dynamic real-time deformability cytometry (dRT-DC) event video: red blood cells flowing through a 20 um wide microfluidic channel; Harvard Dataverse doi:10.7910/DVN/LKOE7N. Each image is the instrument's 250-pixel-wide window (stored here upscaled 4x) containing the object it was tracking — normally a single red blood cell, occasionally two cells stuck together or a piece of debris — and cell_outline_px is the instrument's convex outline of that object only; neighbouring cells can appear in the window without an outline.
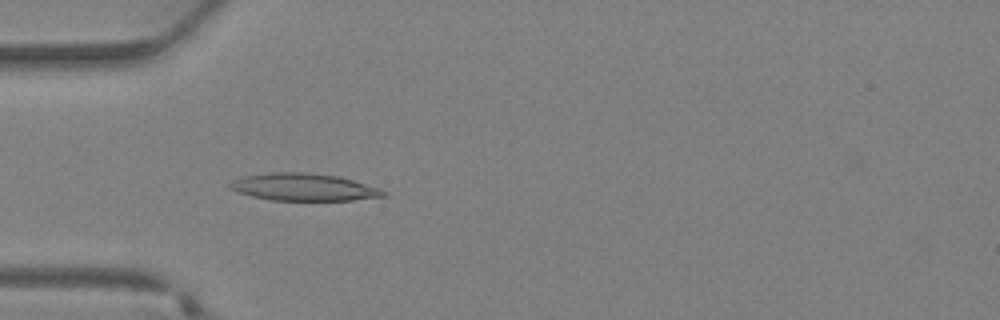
{"species": "Egyptian fruit bat (a non-hibernating species)", "species_latin": "Rousettus aegyptiacus", "temperature_condition": "warm", "stored_images_in_passage": 37, "camera_frame_rate_fps": 3000, "um_per_image_px": 0.085, "animal": {"sex": "female"}, "frame": {"image": 1, "passage_image": 11, "time_ms": 3.333, "image_size_px": [1000, 320], "cell_outline_px": [[388, 196], [352, 200], [272, 200], [252, 196], [236, 192], [228, 188], [228, 184], [232, 180], [244, 176], [272, 172], [304, 172], [340, 176], [388, 192]], "centroid_in_image_um": [25.78, 15.9], "position_along_channel_um": 59.2, "area_um2": 24.39}}
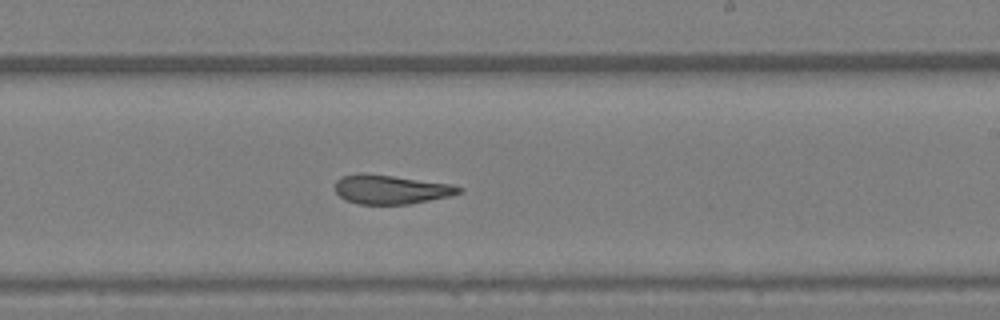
{"frame": {"image": 2, "passage_image": 22, "time_ms": 7.0, "image_size_px": [1000, 320], "cell_outline_px": [[464, 188], [460, 192], [452, 196], [408, 204], [356, 204], [344, 200], [336, 192], [336, 180], [340, 176], [392, 176], [448, 184]], "centroid_in_image_um": [33.25, 16.15], "position_along_channel_um": 255.7, "area_um2": 20.17}}
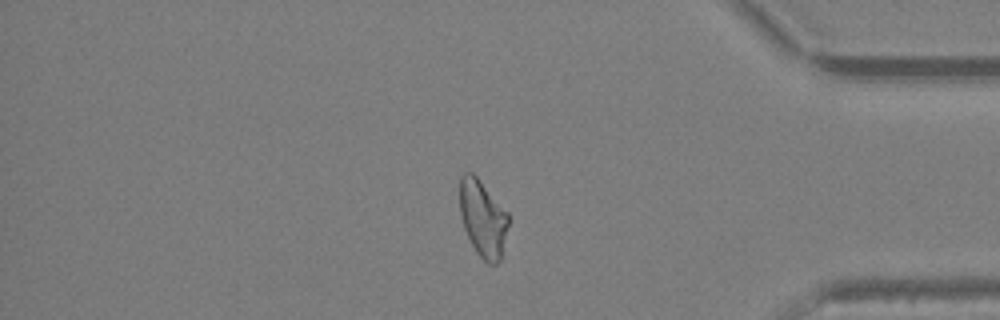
{"frame": {"image": 3, "passage_image": 31, "time_ms": 10.0, "image_size_px": [1000, 320], "cell_outline_px": [[508, 224], [500, 260], [496, 264], [488, 264], [476, 252], [464, 228], [460, 212], [460, 176], [464, 172], [472, 172], [480, 180], [508, 212]], "centroid_in_image_um": [41.03, 18.55], "position_along_channel_um": 394.2, "area_um2": 21.56}}